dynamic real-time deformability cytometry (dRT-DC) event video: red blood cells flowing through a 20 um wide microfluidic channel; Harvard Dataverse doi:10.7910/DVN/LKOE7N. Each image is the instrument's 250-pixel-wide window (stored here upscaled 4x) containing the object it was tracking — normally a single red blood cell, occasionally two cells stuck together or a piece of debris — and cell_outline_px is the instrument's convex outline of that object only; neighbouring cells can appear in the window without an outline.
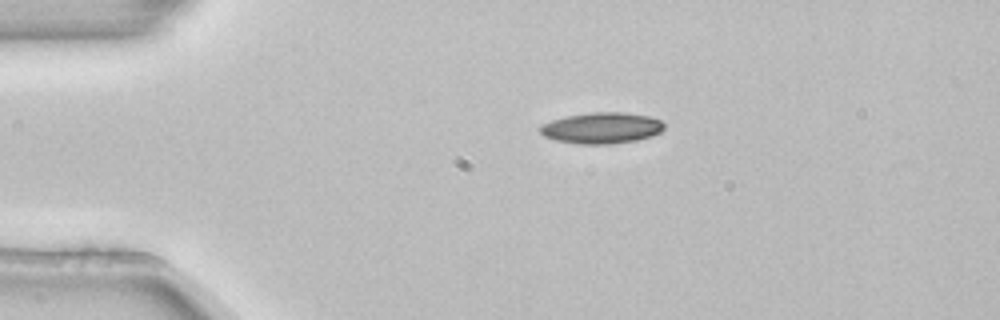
{"species": "common noctule bat (a hibernating species)", "species_latin": "Nyctalus noctula", "temperature_condition": "room temperature", "stored_images_in_passage": 4, "camera_frame_rate_fps": 3000, "um_per_image_px": 0.085, "animal": {"sex": "female", "body_mass_g": 22.7, "forearm_length_mm": 54.2}, "frame": {"image": 1, "passage_image": 1, "time_ms": 0.0, "image_size_px": [1000, 320], "cell_outline_px": [[664, 128], [660, 132], [652, 136], [636, 140], [612, 144], [580, 144], [556, 140], [544, 136], [540, 132], [540, 128], [544, 124], [552, 120], [564, 116], [588, 112], [624, 112], [648, 116], [660, 120], [664, 124]], "centroid_in_image_um": [51.15, 10.87], "position_along_channel_um": 33.8, "area_um2": 22.48}}
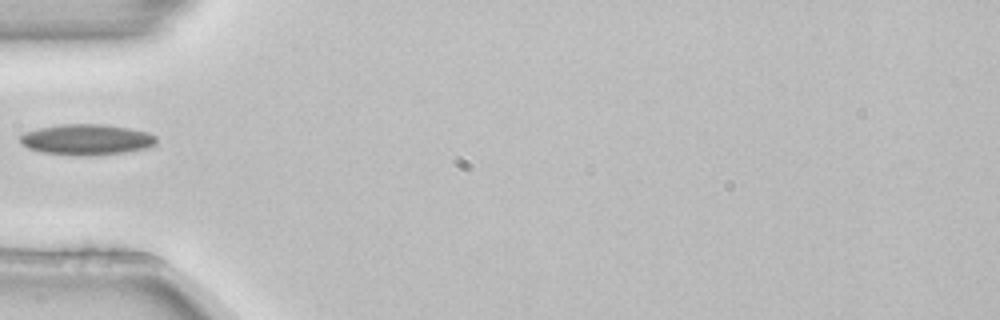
{"frame": {"image": 2, "passage_image": 3, "time_ms": 0.667, "image_size_px": [1000, 320], "cell_outline_px": [[156, 144], [144, 148], [124, 152], [92, 156], [76, 156], [44, 152], [28, 148], [20, 140], [20, 136], [24, 132], [40, 128], [60, 124], [100, 124], [128, 128], [148, 132], [156, 136]], "centroid_in_image_um": [7.36, 11.86], "position_along_channel_um": 77.6, "area_um2": 24.28}}